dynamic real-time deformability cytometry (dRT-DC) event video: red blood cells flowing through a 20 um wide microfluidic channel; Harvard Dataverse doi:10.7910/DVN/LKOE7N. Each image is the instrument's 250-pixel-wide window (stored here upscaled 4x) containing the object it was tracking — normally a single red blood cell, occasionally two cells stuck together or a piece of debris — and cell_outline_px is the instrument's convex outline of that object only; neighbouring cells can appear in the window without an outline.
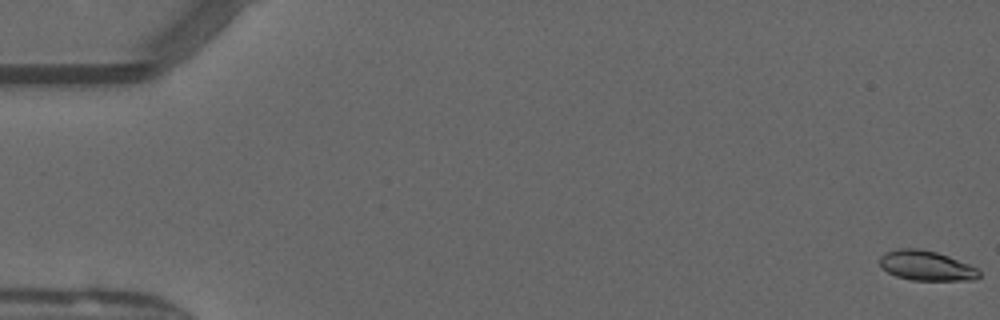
{"species": "common noctule bat (a hibernating species)", "species_latin": "Nyctalus noctula", "temperature_condition": "warm", "stored_images_in_passage": 51, "camera_frame_rate_fps": 3000, "um_per_image_px": 0.085, "animal": {"sex": "male", "forearm_length_mm": 52.5}, "frame": {"image": 1, "passage_image": 1, "time_ms": 0.0, "image_size_px": [1000, 320], "cell_outline_px": [[980, 276], [976, 280], [912, 280], [896, 276], [880, 268], [880, 256], [884, 252], [900, 248], [916, 248], [936, 252], [948, 256], [968, 264], [976, 268], [980, 272]], "centroid_in_image_um": [78.71, 22.58], "position_along_channel_um": 6.3, "area_um2": 17.28}}
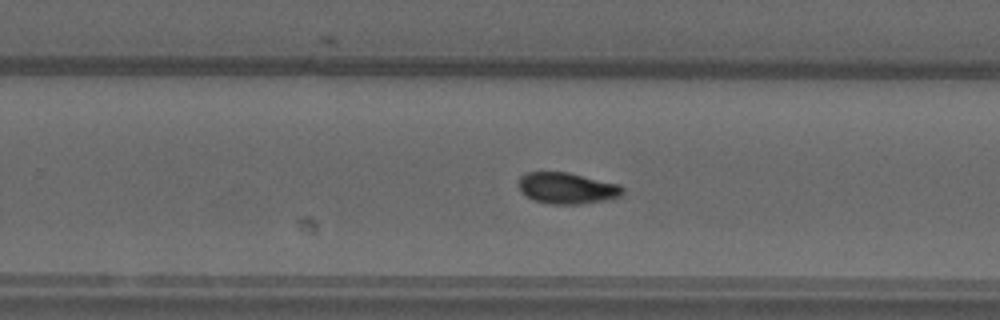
{"frame": {"image": 2, "passage_image": 33, "time_ms": 10.667, "image_size_px": [1000, 320], "cell_outline_px": [[624, 192], [620, 196], [604, 200], [580, 204], [548, 204], [532, 200], [524, 196], [520, 192], [520, 176], [528, 172], [568, 172], [620, 184], [624, 188]], "centroid_in_image_um": [48.19, 16.0], "position_along_channel_um": 281.6, "area_um2": 19.07}}
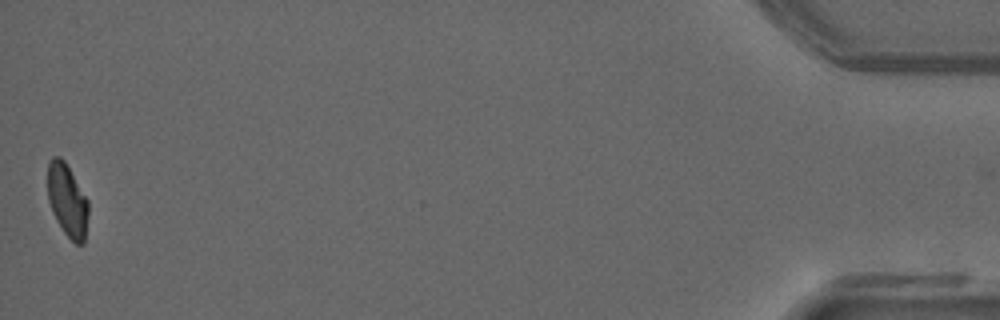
{"frame": {"image": 3, "passage_image": 51, "time_ms": 16.667, "image_size_px": [1000, 320], "cell_outline_px": [[88, 216], [84, 244], [76, 244], [64, 232], [56, 220], [52, 212], [48, 200], [48, 164], [52, 156], [60, 156], [64, 160], [88, 200]], "centroid_in_image_um": [5.72, 17.03], "position_along_channel_um": 429.5, "area_um2": 17.22}, "authors_computed_cell_mechanics": {"area_um2": 18.0914, "velocity_mm_per_s": 4.0795, "shape_relaxation_time_tau1_ms": 5.3509, "shape_relaxation_time_tau2_ms": 4.2364, "deformation_change_tau1": 0.1595, "deformation_change_tau2": 0.095}}